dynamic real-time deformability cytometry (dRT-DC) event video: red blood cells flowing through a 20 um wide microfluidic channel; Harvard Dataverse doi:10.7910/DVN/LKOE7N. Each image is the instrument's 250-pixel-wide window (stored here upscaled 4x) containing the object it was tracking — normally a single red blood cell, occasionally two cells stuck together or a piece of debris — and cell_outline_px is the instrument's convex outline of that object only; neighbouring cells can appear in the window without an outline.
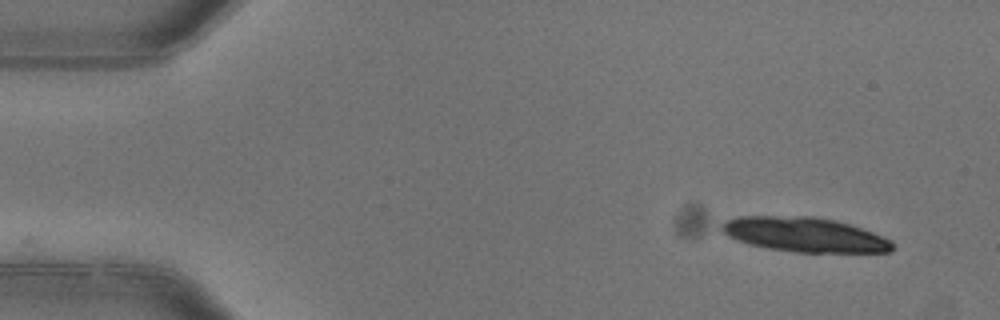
{"species": "common noctule bat (a hibernating species)", "species_latin": "Nyctalus noctula", "temperature_condition": "warm", "stored_images_in_passage": 2, "camera_frame_rate_fps": 3000, "um_per_image_px": 0.085, "animal": {"sex": "female"}, "frame": {"image": 1, "passage_image": 1, "time_ms": 0.0, "image_size_px": [1000, 320], "cell_outline_px": [[896, 248], [892, 252], [796, 252], [768, 248], [748, 244], [736, 240], [728, 236], [720, 228], [720, 224], [724, 220], [740, 216], [812, 216], [836, 220], [884, 236], [892, 240], [896, 244]], "centroid_in_image_um": [68.41, 19.94], "position_along_channel_um": 16.6, "area_um2": 34.68}}